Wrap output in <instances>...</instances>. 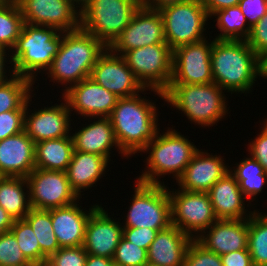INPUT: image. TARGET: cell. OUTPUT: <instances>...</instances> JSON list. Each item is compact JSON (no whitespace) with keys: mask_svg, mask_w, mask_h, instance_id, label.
Instances as JSON below:
<instances>
[{"mask_svg":"<svg viewBox=\"0 0 267 266\" xmlns=\"http://www.w3.org/2000/svg\"><path fill=\"white\" fill-rule=\"evenodd\" d=\"M145 94L119 98L109 115L116 141L127 159L140 153L160 130L156 101L146 99Z\"/></svg>","mask_w":267,"mask_h":266,"instance_id":"obj_1","label":"cell"},{"mask_svg":"<svg viewBox=\"0 0 267 266\" xmlns=\"http://www.w3.org/2000/svg\"><path fill=\"white\" fill-rule=\"evenodd\" d=\"M107 48L102 41L81 27L62 32L59 50L45 73L51 82L65 85L61 90L66 91L70 86L90 77L92 68Z\"/></svg>","mask_w":267,"mask_h":266,"instance_id":"obj_2","label":"cell"},{"mask_svg":"<svg viewBox=\"0 0 267 266\" xmlns=\"http://www.w3.org/2000/svg\"><path fill=\"white\" fill-rule=\"evenodd\" d=\"M211 68L213 82L225 92L247 94L259 77V57L246 40L215 39Z\"/></svg>","mask_w":267,"mask_h":266,"instance_id":"obj_3","label":"cell"},{"mask_svg":"<svg viewBox=\"0 0 267 266\" xmlns=\"http://www.w3.org/2000/svg\"><path fill=\"white\" fill-rule=\"evenodd\" d=\"M168 129L166 132L157 133L141 153L149 154L146 158V169L136 180L147 184H164L160 177L172 174L177 179L183 174L186 166L198 150L196 145L187 136L182 135L178 130Z\"/></svg>","mask_w":267,"mask_h":266,"instance_id":"obj_4","label":"cell"},{"mask_svg":"<svg viewBox=\"0 0 267 266\" xmlns=\"http://www.w3.org/2000/svg\"><path fill=\"white\" fill-rule=\"evenodd\" d=\"M217 84H170L164 92L165 102L184 113L191 123L210 127L228 114L227 98Z\"/></svg>","mask_w":267,"mask_h":266,"instance_id":"obj_5","label":"cell"},{"mask_svg":"<svg viewBox=\"0 0 267 266\" xmlns=\"http://www.w3.org/2000/svg\"><path fill=\"white\" fill-rule=\"evenodd\" d=\"M62 42V31L55 27L23 23L16 44L10 51L16 75L31 79L34 83L41 71L52 64ZM36 73V74H35Z\"/></svg>","mask_w":267,"mask_h":266,"instance_id":"obj_6","label":"cell"},{"mask_svg":"<svg viewBox=\"0 0 267 266\" xmlns=\"http://www.w3.org/2000/svg\"><path fill=\"white\" fill-rule=\"evenodd\" d=\"M142 0H88L80 13V27L107 47L128 26Z\"/></svg>","mask_w":267,"mask_h":266,"instance_id":"obj_7","label":"cell"},{"mask_svg":"<svg viewBox=\"0 0 267 266\" xmlns=\"http://www.w3.org/2000/svg\"><path fill=\"white\" fill-rule=\"evenodd\" d=\"M157 9L163 18L166 43L172 51L208 38L204 32L209 16L201 0L168 3Z\"/></svg>","mask_w":267,"mask_h":266,"instance_id":"obj_8","label":"cell"},{"mask_svg":"<svg viewBox=\"0 0 267 266\" xmlns=\"http://www.w3.org/2000/svg\"><path fill=\"white\" fill-rule=\"evenodd\" d=\"M123 227L164 230L171 224V202L166 184H147L135 181ZM166 185V186H165ZM125 224V225H124Z\"/></svg>","mask_w":267,"mask_h":266,"instance_id":"obj_9","label":"cell"},{"mask_svg":"<svg viewBox=\"0 0 267 266\" xmlns=\"http://www.w3.org/2000/svg\"><path fill=\"white\" fill-rule=\"evenodd\" d=\"M145 88L165 92L172 79L173 51L167 43L135 48L122 55Z\"/></svg>","mask_w":267,"mask_h":266,"instance_id":"obj_10","label":"cell"},{"mask_svg":"<svg viewBox=\"0 0 267 266\" xmlns=\"http://www.w3.org/2000/svg\"><path fill=\"white\" fill-rule=\"evenodd\" d=\"M171 224L193 239L198 238L217 218L207 192H190L168 187Z\"/></svg>","mask_w":267,"mask_h":266,"instance_id":"obj_11","label":"cell"},{"mask_svg":"<svg viewBox=\"0 0 267 266\" xmlns=\"http://www.w3.org/2000/svg\"><path fill=\"white\" fill-rule=\"evenodd\" d=\"M26 180L31 208L50 210L81 200L72 189L65 171L35 168Z\"/></svg>","mask_w":267,"mask_h":266,"instance_id":"obj_12","label":"cell"},{"mask_svg":"<svg viewBox=\"0 0 267 266\" xmlns=\"http://www.w3.org/2000/svg\"><path fill=\"white\" fill-rule=\"evenodd\" d=\"M90 78L118 98L132 97L151 90L165 100L163 92L145 88L130 70L123 57L114 54L109 48L98 58L92 68Z\"/></svg>","mask_w":267,"mask_h":266,"instance_id":"obj_13","label":"cell"},{"mask_svg":"<svg viewBox=\"0 0 267 266\" xmlns=\"http://www.w3.org/2000/svg\"><path fill=\"white\" fill-rule=\"evenodd\" d=\"M213 40H202L173 50L170 84L213 83L211 51Z\"/></svg>","mask_w":267,"mask_h":266,"instance_id":"obj_14","label":"cell"},{"mask_svg":"<svg viewBox=\"0 0 267 266\" xmlns=\"http://www.w3.org/2000/svg\"><path fill=\"white\" fill-rule=\"evenodd\" d=\"M159 43H166L161 13L157 8L141 5L128 26L108 48L122 56L132 49Z\"/></svg>","mask_w":267,"mask_h":266,"instance_id":"obj_15","label":"cell"},{"mask_svg":"<svg viewBox=\"0 0 267 266\" xmlns=\"http://www.w3.org/2000/svg\"><path fill=\"white\" fill-rule=\"evenodd\" d=\"M23 21L67 32L80 28L81 10L69 0H15Z\"/></svg>","mask_w":267,"mask_h":266,"instance_id":"obj_16","label":"cell"},{"mask_svg":"<svg viewBox=\"0 0 267 266\" xmlns=\"http://www.w3.org/2000/svg\"><path fill=\"white\" fill-rule=\"evenodd\" d=\"M32 97L34 95L29 97L26 104L24 131L34 143L71 136L72 113L65 99L59 105L55 103L51 107L44 106V108L32 110L31 113L28 107L31 105Z\"/></svg>","mask_w":267,"mask_h":266,"instance_id":"obj_17","label":"cell"},{"mask_svg":"<svg viewBox=\"0 0 267 266\" xmlns=\"http://www.w3.org/2000/svg\"><path fill=\"white\" fill-rule=\"evenodd\" d=\"M62 99L71 112L75 110L74 113L91 121L92 117H109L119 98L88 77L63 91Z\"/></svg>","mask_w":267,"mask_h":266,"instance_id":"obj_18","label":"cell"},{"mask_svg":"<svg viewBox=\"0 0 267 266\" xmlns=\"http://www.w3.org/2000/svg\"><path fill=\"white\" fill-rule=\"evenodd\" d=\"M102 204L90 215L87 222L83 248L88 254L113 259L116 247L123 236V226L115 221Z\"/></svg>","mask_w":267,"mask_h":266,"instance_id":"obj_19","label":"cell"},{"mask_svg":"<svg viewBox=\"0 0 267 266\" xmlns=\"http://www.w3.org/2000/svg\"><path fill=\"white\" fill-rule=\"evenodd\" d=\"M229 167L221 155H212L198 149L177 179L179 189L190 192H208L227 172Z\"/></svg>","mask_w":267,"mask_h":266,"instance_id":"obj_20","label":"cell"},{"mask_svg":"<svg viewBox=\"0 0 267 266\" xmlns=\"http://www.w3.org/2000/svg\"><path fill=\"white\" fill-rule=\"evenodd\" d=\"M196 240L217 255L247 249L248 218L216 220Z\"/></svg>","mask_w":267,"mask_h":266,"instance_id":"obj_21","label":"cell"},{"mask_svg":"<svg viewBox=\"0 0 267 266\" xmlns=\"http://www.w3.org/2000/svg\"><path fill=\"white\" fill-rule=\"evenodd\" d=\"M78 203L76 201L67 206L51 209L53 232L56 235L60 248L83 245L89 217L99 206L97 203L91 205L89 211H87Z\"/></svg>","mask_w":267,"mask_h":266,"instance_id":"obj_22","label":"cell"},{"mask_svg":"<svg viewBox=\"0 0 267 266\" xmlns=\"http://www.w3.org/2000/svg\"><path fill=\"white\" fill-rule=\"evenodd\" d=\"M35 169V143L23 130L0 140V172L4 177H27Z\"/></svg>","mask_w":267,"mask_h":266,"instance_id":"obj_23","label":"cell"},{"mask_svg":"<svg viewBox=\"0 0 267 266\" xmlns=\"http://www.w3.org/2000/svg\"><path fill=\"white\" fill-rule=\"evenodd\" d=\"M207 193L217 220L245 219L254 212L248 211L247 207L245 209L246 198L230 172L220 178Z\"/></svg>","mask_w":267,"mask_h":266,"instance_id":"obj_24","label":"cell"},{"mask_svg":"<svg viewBox=\"0 0 267 266\" xmlns=\"http://www.w3.org/2000/svg\"><path fill=\"white\" fill-rule=\"evenodd\" d=\"M92 119H94L92 123L84 124L85 126L80 130L77 128V131L73 130L75 133H71L74 150L98 154L111 161L110 151L115 147L118 153L126 158L127 156L120 150L116 141L109 117H98L96 121L97 117H92Z\"/></svg>","mask_w":267,"mask_h":266,"instance_id":"obj_25","label":"cell"},{"mask_svg":"<svg viewBox=\"0 0 267 266\" xmlns=\"http://www.w3.org/2000/svg\"><path fill=\"white\" fill-rule=\"evenodd\" d=\"M192 240L193 238L174 225L160 230L147 251L148 264L183 266L186 252Z\"/></svg>","mask_w":267,"mask_h":266,"instance_id":"obj_26","label":"cell"},{"mask_svg":"<svg viewBox=\"0 0 267 266\" xmlns=\"http://www.w3.org/2000/svg\"><path fill=\"white\" fill-rule=\"evenodd\" d=\"M109 162L101 155L74 150L66 173L72 189L80 198L83 191L95 187L94 184L105 176Z\"/></svg>","mask_w":267,"mask_h":266,"instance_id":"obj_27","label":"cell"},{"mask_svg":"<svg viewBox=\"0 0 267 266\" xmlns=\"http://www.w3.org/2000/svg\"><path fill=\"white\" fill-rule=\"evenodd\" d=\"M74 145L72 136L35 143V168L67 171Z\"/></svg>","mask_w":267,"mask_h":266,"instance_id":"obj_28","label":"cell"},{"mask_svg":"<svg viewBox=\"0 0 267 266\" xmlns=\"http://www.w3.org/2000/svg\"><path fill=\"white\" fill-rule=\"evenodd\" d=\"M0 206L14 220L25 218L31 209L25 177H3L0 180Z\"/></svg>","mask_w":267,"mask_h":266,"instance_id":"obj_29","label":"cell"},{"mask_svg":"<svg viewBox=\"0 0 267 266\" xmlns=\"http://www.w3.org/2000/svg\"><path fill=\"white\" fill-rule=\"evenodd\" d=\"M235 165L236 168L230 167L229 172L239 183V188L246 200L249 201L248 199H250L247 207L250 204L254 208L251 202L255 201L256 196L263 192L262 189L267 183V172L251 155L243 158L239 164Z\"/></svg>","mask_w":267,"mask_h":266,"instance_id":"obj_30","label":"cell"},{"mask_svg":"<svg viewBox=\"0 0 267 266\" xmlns=\"http://www.w3.org/2000/svg\"><path fill=\"white\" fill-rule=\"evenodd\" d=\"M212 18L216 21L218 28L216 40H246L250 34L251 26L247 23L246 17L240 7L232 6L215 12Z\"/></svg>","mask_w":267,"mask_h":266,"instance_id":"obj_31","label":"cell"},{"mask_svg":"<svg viewBox=\"0 0 267 266\" xmlns=\"http://www.w3.org/2000/svg\"><path fill=\"white\" fill-rule=\"evenodd\" d=\"M35 83L24 76L14 75L0 85V114L11 110H26Z\"/></svg>","mask_w":267,"mask_h":266,"instance_id":"obj_32","label":"cell"},{"mask_svg":"<svg viewBox=\"0 0 267 266\" xmlns=\"http://www.w3.org/2000/svg\"><path fill=\"white\" fill-rule=\"evenodd\" d=\"M254 210L248 218V250L254 266H267V214Z\"/></svg>","mask_w":267,"mask_h":266,"instance_id":"obj_33","label":"cell"},{"mask_svg":"<svg viewBox=\"0 0 267 266\" xmlns=\"http://www.w3.org/2000/svg\"><path fill=\"white\" fill-rule=\"evenodd\" d=\"M23 23L17 2L15 0H0V47L6 48L8 51L13 49Z\"/></svg>","mask_w":267,"mask_h":266,"instance_id":"obj_34","label":"cell"},{"mask_svg":"<svg viewBox=\"0 0 267 266\" xmlns=\"http://www.w3.org/2000/svg\"><path fill=\"white\" fill-rule=\"evenodd\" d=\"M24 219L32 227L40 249L47 257L60 248L56 235L53 232L51 209L39 210L31 208Z\"/></svg>","mask_w":267,"mask_h":266,"instance_id":"obj_35","label":"cell"},{"mask_svg":"<svg viewBox=\"0 0 267 266\" xmlns=\"http://www.w3.org/2000/svg\"><path fill=\"white\" fill-rule=\"evenodd\" d=\"M10 232L15 236L24 256L32 264L46 263L48 257L41 251L36 235L25 219L15 220Z\"/></svg>","mask_w":267,"mask_h":266,"instance_id":"obj_36","label":"cell"},{"mask_svg":"<svg viewBox=\"0 0 267 266\" xmlns=\"http://www.w3.org/2000/svg\"><path fill=\"white\" fill-rule=\"evenodd\" d=\"M113 263L114 266H144L148 263L147 250L122 236L116 247Z\"/></svg>","mask_w":267,"mask_h":266,"instance_id":"obj_37","label":"cell"},{"mask_svg":"<svg viewBox=\"0 0 267 266\" xmlns=\"http://www.w3.org/2000/svg\"><path fill=\"white\" fill-rule=\"evenodd\" d=\"M15 236L9 231L0 234V266H30Z\"/></svg>","mask_w":267,"mask_h":266,"instance_id":"obj_38","label":"cell"},{"mask_svg":"<svg viewBox=\"0 0 267 266\" xmlns=\"http://www.w3.org/2000/svg\"><path fill=\"white\" fill-rule=\"evenodd\" d=\"M183 266H223L220 255L207 250L193 239L186 252Z\"/></svg>","mask_w":267,"mask_h":266,"instance_id":"obj_39","label":"cell"},{"mask_svg":"<svg viewBox=\"0 0 267 266\" xmlns=\"http://www.w3.org/2000/svg\"><path fill=\"white\" fill-rule=\"evenodd\" d=\"M88 253L83 246L59 248L46 261L48 266H85Z\"/></svg>","mask_w":267,"mask_h":266,"instance_id":"obj_40","label":"cell"},{"mask_svg":"<svg viewBox=\"0 0 267 266\" xmlns=\"http://www.w3.org/2000/svg\"><path fill=\"white\" fill-rule=\"evenodd\" d=\"M25 110H11L0 114V140L24 130Z\"/></svg>","mask_w":267,"mask_h":266,"instance_id":"obj_41","label":"cell"},{"mask_svg":"<svg viewBox=\"0 0 267 266\" xmlns=\"http://www.w3.org/2000/svg\"><path fill=\"white\" fill-rule=\"evenodd\" d=\"M246 42L258 57L267 51V13L251 27Z\"/></svg>","mask_w":267,"mask_h":266,"instance_id":"obj_42","label":"cell"},{"mask_svg":"<svg viewBox=\"0 0 267 266\" xmlns=\"http://www.w3.org/2000/svg\"><path fill=\"white\" fill-rule=\"evenodd\" d=\"M262 131L248 144V154L258 161L267 172V119L263 121Z\"/></svg>","mask_w":267,"mask_h":266,"instance_id":"obj_43","label":"cell"},{"mask_svg":"<svg viewBox=\"0 0 267 266\" xmlns=\"http://www.w3.org/2000/svg\"><path fill=\"white\" fill-rule=\"evenodd\" d=\"M159 230L135 227H123V237L136 244L137 246L144 248L148 251L151 243L154 241Z\"/></svg>","mask_w":267,"mask_h":266,"instance_id":"obj_44","label":"cell"},{"mask_svg":"<svg viewBox=\"0 0 267 266\" xmlns=\"http://www.w3.org/2000/svg\"><path fill=\"white\" fill-rule=\"evenodd\" d=\"M238 6L251 27L267 13V0H240Z\"/></svg>","mask_w":267,"mask_h":266,"instance_id":"obj_45","label":"cell"},{"mask_svg":"<svg viewBox=\"0 0 267 266\" xmlns=\"http://www.w3.org/2000/svg\"><path fill=\"white\" fill-rule=\"evenodd\" d=\"M220 258L223 266H254L248 248L220 255Z\"/></svg>","mask_w":267,"mask_h":266,"instance_id":"obj_46","label":"cell"},{"mask_svg":"<svg viewBox=\"0 0 267 266\" xmlns=\"http://www.w3.org/2000/svg\"><path fill=\"white\" fill-rule=\"evenodd\" d=\"M8 52L10 53V51H7L6 48L0 47V85L3 84V83H5V82H7L14 75H16L15 72H14V70H13V62H12V59H11V54H9ZM6 62H7V65L8 64H11V66H7L6 65ZM6 66H7V68H9V70L6 68ZM10 67L12 68V70H11ZM7 72H8V74H7Z\"/></svg>","mask_w":267,"mask_h":266,"instance_id":"obj_47","label":"cell"},{"mask_svg":"<svg viewBox=\"0 0 267 266\" xmlns=\"http://www.w3.org/2000/svg\"><path fill=\"white\" fill-rule=\"evenodd\" d=\"M239 1L240 0H201V3L205 7L210 19L215 12L228 7L237 6Z\"/></svg>","mask_w":267,"mask_h":266,"instance_id":"obj_48","label":"cell"},{"mask_svg":"<svg viewBox=\"0 0 267 266\" xmlns=\"http://www.w3.org/2000/svg\"><path fill=\"white\" fill-rule=\"evenodd\" d=\"M14 221L13 217L0 206V234L9 232L14 224Z\"/></svg>","mask_w":267,"mask_h":266,"instance_id":"obj_49","label":"cell"},{"mask_svg":"<svg viewBox=\"0 0 267 266\" xmlns=\"http://www.w3.org/2000/svg\"><path fill=\"white\" fill-rule=\"evenodd\" d=\"M85 266H114L113 259L88 254Z\"/></svg>","mask_w":267,"mask_h":266,"instance_id":"obj_50","label":"cell"},{"mask_svg":"<svg viewBox=\"0 0 267 266\" xmlns=\"http://www.w3.org/2000/svg\"><path fill=\"white\" fill-rule=\"evenodd\" d=\"M190 0H142V5L150 8H159L162 5L173 2H185Z\"/></svg>","mask_w":267,"mask_h":266,"instance_id":"obj_51","label":"cell"},{"mask_svg":"<svg viewBox=\"0 0 267 266\" xmlns=\"http://www.w3.org/2000/svg\"><path fill=\"white\" fill-rule=\"evenodd\" d=\"M267 79V51L259 57V78Z\"/></svg>","mask_w":267,"mask_h":266,"instance_id":"obj_52","label":"cell"},{"mask_svg":"<svg viewBox=\"0 0 267 266\" xmlns=\"http://www.w3.org/2000/svg\"><path fill=\"white\" fill-rule=\"evenodd\" d=\"M71 1L75 6H77L80 10L85 6L88 0H69Z\"/></svg>","mask_w":267,"mask_h":266,"instance_id":"obj_53","label":"cell"},{"mask_svg":"<svg viewBox=\"0 0 267 266\" xmlns=\"http://www.w3.org/2000/svg\"><path fill=\"white\" fill-rule=\"evenodd\" d=\"M30 266H48L46 263H43V264H32Z\"/></svg>","mask_w":267,"mask_h":266,"instance_id":"obj_54","label":"cell"},{"mask_svg":"<svg viewBox=\"0 0 267 266\" xmlns=\"http://www.w3.org/2000/svg\"><path fill=\"white\" fill-rule=\"evenodd\" d=\"M4 176L2 175V173L0 172V180L3 178Z\"/></svg>","mask_w":267,"mask_h":266,"instance_id":"obj_55","label":"cell"},{"mask_svg":"<svg viewBox=\"0 0 267 266\" xmlns=\"http://www.w3.org/2000/svg\"><path fill=\"white\" fill-rule=\"evenodd\" d=\"M144 266H154V265H151V264H148V263H147V264H145Z\"/></svg>","mask_w":267,"mask_h":266,"instance_id":"obj_56","label":"cell"}]
</instances>
